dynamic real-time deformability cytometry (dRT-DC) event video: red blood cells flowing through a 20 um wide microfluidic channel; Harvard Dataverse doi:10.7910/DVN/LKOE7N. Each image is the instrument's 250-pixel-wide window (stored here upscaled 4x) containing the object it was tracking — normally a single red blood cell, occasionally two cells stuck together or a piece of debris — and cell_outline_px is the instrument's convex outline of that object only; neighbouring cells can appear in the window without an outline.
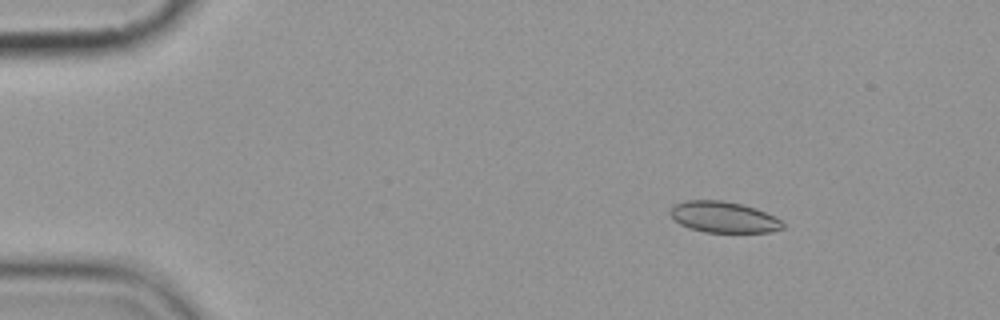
{"species": "common noctule bat (a hibernating species)", "species_latin": "Nyctalus noctula", "temperature_condition": "cold", "stored_images_in_passage": 4, "camera_frame_rate_fps": 3000, "um_per_image_px": 0.085, "animal": {"sex": "female", "body_mass_g": 19.9}, "frame": {"image": 1, "passage_image": 2, "time_ms": 1.333, "image_size_px": [1000, 320], "cell_outline_px": [[784, 228], [768, 232], [704, 232], [688, 228], [680, 224], [668, 212], [672, 204], [684, 200], [720, 200], [740, 204], [756, 208], [776, 216], [784, 224]], "centroid_in_image_um": [61.48, 18.44], "position_along_channel_um": 23.5, "area_um2": 20.52}}
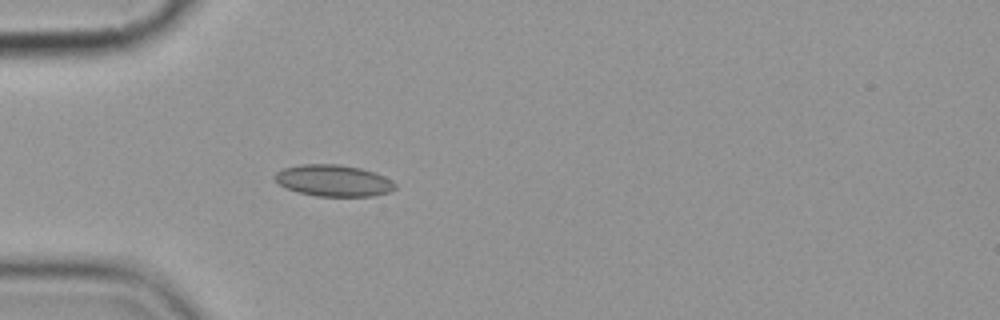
{"frame": {"image": 2, "passage_image": 4, "time_ms": 4.333, "image_size_px": [1000, 320], "cell_outline_px": [[396, 188], [388, 192], [372, 196], [316, 196], [300, 192], [288, 188], [280, 184], [272, 176], [276, 172], [284, 168], [300, 164], [336, 164], [360, 168], [384, 176], [392, 180], [396, 184]], "centroid_in_image_um": [28.35, 15.35], "position_along_channel_um": 56.7, "area_um2": 21.91}}